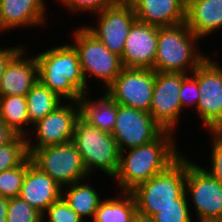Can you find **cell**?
Here are the masks:
<instances>
[{
	"label": "cell",
	"instance_id": "cb8c5ba5",
	"mask_svg": "<svg viewBox=\"0 0 222 222\" xmlns=\"http://www.w3.org/2000/svg\"><path fill=\"white\" fill-rule=\"evenodd\" d=\"M0 119L15 134L27 137L32 125L29 122L26 96H0Z\"/></svg>",
	"mask_w": 222,
	"mask_h": 222
},
{
	"label": "cell",
	"instance_id": "d6986e66",
	"mask_svg": "<svg viewBox=\"0 0 222 222\" xmlns=\"http://www.w3.org/2000/svg\"><path fill=\"white\" fill-rule=\"evenodd\" d=\"M139 22L158 27L186 21V0H128Z\"/></svg>",
	"mask_w": 222,
	"mask_h": 222
},
{
	"label": "cell",
	"instance_id": "30bf717a",
	"mask_svg": "<svg viewBox=\"0 0 222 222\" xmlns=\"http://www.w3.org/2000/svg\"><path fill=\"white\" fill-rule=\"evenodd\" d=\"M187 157L185 192L196 219L222 218V184Z\"/></svg>",
	"mask_w": 222,
	"mask_h": 222
},
{
	"label": "cell",
	"instance_id": "ba28073f",
	"mask_svg": "<svg viewBox=\"0 0 222 222\" xmlns=\"http://www.w3.org/2000/svg\"><path fill=\"white\" fill-rule=\"evenodd\" d=\"M212 59L208 56L191 75L198 82L200 94L194 113L205 130L217 131L222 125V65Z\"/></svg>",
	"mask_w": 222,
	"mask_h": 222
},
{
	"label": "cell",
	"instance_id": "8fae6325",
	"mask_svg": "<svg viewBox=\"0 0 222 222\" xmlns=\"http://www.w3.org/2000/svg\"><path fill=\"white\" fill-rule=\"evenodd\" d=\"M155 84V71L123 67L104 91L119 105L149 112Z\"/></svg>",
	"mask_w": 222,
	"mask_h": 222
},
{
	"label": "cell",
	"instance_id": "3957f363",
	"mask_svg": "<svg viewBox=\"0 0 222 222\" xmlns=\"http://www.w3.org/2000/svg\"><path fill=\"white\" fill-rule=\"evenodd\" d=\"M199 42L201 39L186 23L158 27L157 54L153 70L191 74L208 57L199 48Z\"/></svg>",
	"mask_w": 222,
	"mask_h": 222
},
{
	"label": "cell",
	"instance_id": "7c38bea8",
	"mask_svg": "<svg viewBox=\"0 0 222 222\" xmlns=\"http://www.w3.org/2000/svg\"><path fill=\"white\" fill-rule=\"evenodd\" d=\"M188 74L155 72V84L149 113L165 130L175 132L179 127L181 112L180 100L182 80Z\"/></svg>",
	"mask_w": 222,
	"mask_h": 222
},
{
	"label": "cell",
	"instance_id": "603a6c76",
	"mask_svg": "<svg viewBox=\"0 0 222 222\" xmlns=\"http://www.w3.org/2000/svg\"><path fill=\"white\" fill-rule=\"evenodd\" d=\"M118 192L117 198H103L91 222H132L138 213L135 198L131 192Z\"/></svg>",
	"mask_w": 222,
	"mask_h": 222
},
{
	"label": "cell",
	"instance_id": "74e56055",
	"mask_svg": "<svg viewBox=\"0 0 222 222\" xmlns=\"http://www.w3.org/2000/svg\"><path fill=\"white\" fill-rule=\"evenodd\" d=\"M197 222H222V218H204L196 220Z\"/></svg>",
	"mask_w": 222,
	"mask_h": 222
},
{
	"label": "cell",
	"instance_id": "9a60e30c",
	"mask_svg": "<svg viewBox=\"0 0 222 222\" xmlns=\"http://www.w3.org/2000/svg\"><path fill=\"white\" fill-rule=\"evenodd\" d=\"M158 26L136 20L124 45L123 67L153 69L157 54Z\"/></svg>",
	"mask_w": 222,
	"mask_h": 222
},
{
	"label": "cell",
	"instance_id": "5bb4252c",
	"mask_svg": "<svg viewBox=\"0 0 222 222\" xmlns=\"http://www.w3.org/2000/svg\"><path fill=\"white\" fill-rule=\"evenodd\" d=\"M97 14V27L85 25L111 52L122 56L127 35L137 20L135 10L128 0H120L115 6Z\"/></svg>",
	"mask_w": 222,
	"mask_h": 222
},
{
	"label": "cell",
	"instance_id": "836d02e7",
	"mask_svg": "<svg viewBox=\"0 0 222 222\" xmlns=\"http://www.w3.org/2000/svg\"><path fill=\"white\" fill-rule=\"evenodd\" d=\"M24 46L18 44L11 47H0V89L1 79L7 64Z\"/></svg>",
	"mask_w": 222,
	"mask_h": 222
},
{
	"label": "cell",
	"instance_id": "7402d4cb",
	"mask_svg": "<svg viewBox=\"0 0 222 222\" xmlns=\"http://www.w3.org/2000/svg\"><path fill=\"white\" fill-rule=\"evenodd\" d=\"M89 179L91 180V177L62 187V198L85 222H88L86 217L93 220L96 210L103 200V198L101 199L102 194L94 189L95 186L92 187V184L87 183Z\"/></svg>",
	"mask_w": 222,
	"mask_h": 222
},
{
	"label": "cell",
	"instance_id": "d6a6232c",
	"mask_svg": "<svg viewBox=\"0 0 222 222\" xmlns=\"http://www.w3.org/2000/svg\"><path fill=\"white\" fill-rule=\"evenodd\" d=\"M199 95L197 80L191 74H188L182 80L180 89L179 97L181 100L182 109L193 108V111L195 112L199 101Z\"/></svg>",
	"mask_w": 222,
	"mask_h": 222
},
{
	"label": "cell",
	"instance_id": "52a82bcc",
	"mask_svg": "<svg viewBox=\"0 0 222 222\" xmlns=\"http://www.w3.org/2000/svg\"><path fill=\"white\" fill-rule=\"evenodd\" d=\"M27 151L32 163L62 187L91 177L72 141Z\"/></svg>",
	"mask_w": 222,
	"mask_h": 222
},
{
	"label": "cell",
	"instance_id": "1f68e13d",
	"mask_svg": "<svg viewBox=\"0 0 222 222\" xmlns=\"http://www.w3.org/2000/svg\"><path fill=\"white\" fill-rule=\"evenodd\" d=\"M211 138L210 168L203 167L211 176L222 184V135L217 131H208Z\"/></svg>",
	"mask_w": 222,
	"mask_h": 222
},
{
	"label": "cell",
	"instance_id": "4dcf8cb0",
	"mask_svg": "<svg viewBox=\"0 0 222 222\" xmlns=\"http://www.w3.org/2000/svg\"><path fill=\"white\" fill-rule=\"evenodd\" d=\"M46 217V218H45ZM47 219V220H46ZM49 219V220H48ZM42 222H85L61 197L42 214Z\"/></svg>",
	"mask_w": 222,
	"mask_h": 222
},
{
	"label": "cell",
	"instance_id": "d4e9b609",
	"mask_svg": "<svg viewBox=\"0 0 222 222\" xmlns=\"http://www.w3.org/2000/svg\"><path fill=\"white\" fill-rule=\"evenodd\" d=\"M26 102L29 122L33 125L60 106L64 100L38 80L26 94Z\"/></svg>",
	"mask_w": 222,
	"mask_h": 222
},
{
	"label": "cell",
	"instance_id": "8992f818",
	"mask_svg": "<svg viewBox=\"0 0 222 222\" xmlns=\"http://www.w3.org/2000/svg\"><path fill=\"white\" fill-rule=\"evenodd\" d=\"M70 44L78 53L82 73L88 85V78H93L103 89L107 88L123 69L120 56L111 52L86 26L74 28ZM97 80V81H96Z\"/></svg>",
	"mask_w": 222,
	"mask_h": 222
},
{
	"label": "cell",
	"instance_id": "8d00e7d4",
	"mask_svg": "<svg viewBox=\"0 0 222 222\" xmlns=\"http://www.w3.org/2000/svg\"><path fill=\"white\" fill-rule=\"evenodd\" d=\"M132 222H153L150 217H145L137 213Z\"/></svg>",
	"mask_w": 222,
	"mask_h": 222
},
{
	"label": "cell",
	"instance_id": "4316f807",
	"mask_svg": "<svg viewBox=\"0 0 222 222\" xmlns=\"http://www.w3.org/2000/svg\"><path fill=\"white\" fill-rule=\"evenodd\" d=\"M27 170V158L17 167L0 172V197H19Z\"/></svg>",
	"mask_w": 222,
	"mask_h": 222
},
{
	"label": "cell",
	"instance_id": "f35d334b",
	"mask_svg": "<svg viewBox=\"0 0 222 222\" xmlns=\"http://www.w3.org/2000/svg\"><path fill=\"white\" fill-rule=\"evenodd\" d=\"M5 33V31H4V29H3V27H2V24H1V18H0V33H2V35Z\"/></svg>",
	"mask_w": 222,
	"mask_h": 222
},
{
	"label": "cell",
	"instance_id": "9c48e42d",
	"mask_svg": "<svg viewBox=\"0 0 222 222\" xmlns=\"http://www.w3.org/2000/svg\"><path fill=\"white\" fill-rule=\"evenodd\" d=\"M80 117L78 101L63 102L51 113L32 125L31 133L26 137L27 149H39L65 144L73 139L76 120Z\"/></svg>",
	"mask_w": 222,
	"mask_h": 222
},
{
	"label": "cell",
	"instance_id": "ab89813d",
	"mask_svg": "<svg viewBox=\"0 0 222 222\" xmlns=\"http://www.w3.org/2000/svg\"><path fill=\"white\" fill-rule=\"evenodd\" d=\"M217 132L222 135V125L217 129Z\"/></svg>",
	"mask_w": 222,
	"mask_h": 222
},
{
	"label": "cell",
	"instance_id": "44dd1931",
	"mask_svg": "<svg viewBox=\"0 0 222 222\" xmlns=\"http://www.w3.org/2000/svg\"><path fill=\"white\" fill-rule=\"evenodd\" d=\"M92 91H88L79 99L80 117L89 125L99 130L112 133L116 125L117 107L116 103L104 90L103 96L99 98L90 97Z\"/></svg>",
	"mask_w": 222,
	"mask_h": 222
},
{
	"label": "cell",
	"instance_id": "484cf974",
	"mask_svg": "<svg viewBox=\"0 0 222 222\" xmlns=\"http://www.w3.org/2000/svg\"><path fill=\"white\" fill-rule=\"evenodd\" d=\"M28 156L26 137L17 135L0 147V172L19 166Z\"/></svg>",
	"mask_w": 222,
	"mask_h": 222
},
{
	"label": "cell",
	"instance_id": "6da1fadb",
	"mask_svg": "<svg viewBox=\"0 0 222 222\" xmlns=\"http://www.w3.org/2000/svg\"><path fill=\"white\" fill-rule=\"evenodd\" d=\"M175 134L164 131L151 143L120 151L119 166L113 177L119 191L131 192L165 171L183 154L176 145Z\"/></svg>",
	"mask_w": 222,
	"mask_h": 222
},
{
	"label": "cell",
	"instance_id": "7a4b0ae2",
	"mask_svg": "<svg viewBox=\"0 0 222 222\" xmlns=\"http://www.w3.org/2000/svg\"><path fill=\"white\" fill-rule=\"evenodd\" d=\"M39 81L65 101H79L89 90L78 53L67 43L38 52Z\"/></svg>",
	"mask_w": 222,
	"mask_h": 222
},
{
	"label": "cell",
	"instance_id": "e575fe53",
	"mask_svg": "<svg viewBox=\"0 0 222 222\" xmlns=\"http://www.w3.org/2000/svg\"><path fill=\"white\" fill-rule=\"evenodd\" d=\"M16 136L17 134L0 119V147L10 143Z\"/></svg>",
	"mask_w": 222,
	"mask_h": 222
},
{
	"label": "cell",
	"instance_id": "d590c367",
	"mask_svg": "<svg viewBox=\"0 0 222 222\" xmlns=\"http://www.w3.org/2000/svg\"><path fill=\"white\" fill-rule=\"evenodd\" d=\"M9 199L0 197V222H6Z\"/></svg>",
	"mask_w": 222,
	"mask_h": 222
},
{
	"label": "cell",
	"instance_id": "f1b7e54d",
	"mask_svg": "<svg viewBox=\"0 0 222 222\" xmlns=\"http://www.w3.org/2000/svg\"><path fill=\"white\" fill-rule=\"evenodd\" d=\"M6 222H42V214L20 197L9 199Z\"/></svg>",
	"mask_w": 222,
	"mask_h": 222
},
{
	"label": "cell",
	"instance_id": "83f0119b",
	"mask_svg": "<svg viewBox=\"0 0 222 222\" xmlns=\"http://www.w3.org/2000/svg\"><path fill=\"white\" fill-rule=\"evenodd\" d=\"M188 201L185 193L178 199V205H169L158 213L154 214L151 219L153 222H194L196 220L192 214V205Z\"/></svg>",
	"mask_w": 222,
	"mask_h": 222
},
{
	"label": "cell",
	"instance_id": "ffe728a7",
	"mask_svg": "<svg viewBox=\"0 0 222 222\" xmlns=\"http://www.w3.org/2000/svg\"><path fill=\"white\" fill-rule=\"evenodd\" d=\"M185 23L201 40L221 30L222 0H186Z\"/></svg>",
	"mask_w": 222,
	"mask_h": 222
},
{
	"label": "cell",
	"instance_id": "5b68a950",
	"mask_svg": "<svg viewBox=\"0 0 222 222\" xmlns=\"http://www.w3.org/2000/svg\"><path fill=\"white\" fill-rule=\"evenodd\" d=\"M72 142L80 152L84 167L91 177L97 171L109 179L114 177L119 166L120 150L112 134L89 125L79 117L75 123Z\"/></svg>",
	"mask_w": 222,
	"mask_h": 222
},
{
	"label": "cell",
	"instance_id": "4fadbf2b",
	"mask_svg": "<svg viewBox=\"0 0 222 222\" xmlns=\"http://www.w3.org/2000/svg\"><path fill=\"white\" fill-rule=\"evenodd\" d=\"M164 131L149 112L118 104L116 125L111 134L120 151L151 143Z\"/></svg>",
	"mask_w": 222,
	"mask_h": 222
},
{
	"label": "cell",
	"instance_id": "e0dca14e",
	"mask_svg": "<svg viewBox=\"0 0 222 222\" xmlns=\"http://www.w3.org/2000/svg\"><path fill=\"white\" fill-rule=\"evenodd\" d=\"M26 53L23 47L7 64L1 79L0 96H26L38 82L37 58L35 55L26 57Z\"/></svg>",
	"mask_w": 222,
	"mask_h": 222
},
{
	"label": "cell",
	"instance_id": "277c9868",
	"mask_svg": "<svg viewBox=\"0 0 222 222\" xmlns=\"http://www.w3.org/2000/svg\"><path fill=\"white\" fill-rule=\"evenodd\" d=\"M187 157L182 154L162 173L150 178L131 191L138 214L152 217L169 205H178L185 192Z\"/></svg>",
	"mask_w": 222,
	"mask_h": 222
},
{
	"label": "cell",
	"instance_id": "2e32d148",
	"mask_svg": "<svg viewBox=\"0 0 222 222\" xmlns=\"http://www.w3.org/2000/svg\"><path fill=\"white\" fill-rule=\"evenodd\" d=\"M19 197L43 214L52 203L62 197V186L35 166L28 156L27 170Z\"/></svg>",
	"mask_w": 222,
	"mask_h": 222
},
{
	"label": "cell",
	"instance_id": "f546056e",
	"mask_svg": "<svg viewBox=\"0 0 222 222\" xmlns=\"http://www.w3.org/2000/svg\"><path fill=\"white\" fill-rule=\"evenodd\" d=\"M120 0H58L61 6L65 7L69 13H89L94 14L115 6Z\"/></svg>",
	"mask_w": 222,
	"mask_h": 222
},
{
	"label": "cell",
	"instance_id": "ac0fdd59",
	"mask_svg": "<svg viewBox=\"0 0 222 222\" xmlns=\"http://www.w3.org/2000/svg\"><path fill=\"white\" fill-rule=\"evenodd\" d=\"M46 0H0V18L5 31L47 25Z\"/></svg>",
	"mask_w": 222,
	"mask_h": 222
}]
</instances>
